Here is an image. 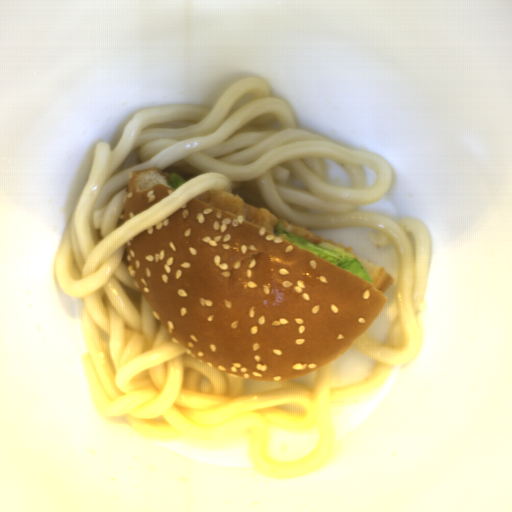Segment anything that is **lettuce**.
Instances as JSON below:
<instances>
[{
	"mask_svg": "<svg viewBox=\"0 0 512 512\" xmlns=\"http://www.w3.org/2000/svg\"><path fill=\"white\" fill-rule=\"evenodd\" d=\"M273 233L276 236L284 238L293 244L311 252L312 254L328 261L329 263L370 283H373V279L367 274L355 253H352L350 250L333 242L314 244L305 238L285 230L283 226V220L280 219L277 222Z\"/></svg>",
	"mask_w": 512,
	"mask_h": 512,
	"instance_id": "1",
	"label": "lettuce"
},
{
	"mask_svg": "<svg viewBox=\"0 0 512 512\" xmlns=\"http://www.w3.org/2000/svg\"><path fill=\"white\" fill-rule=\"evenodd\" d=\"M187 180L186 178L180 176L179 174L177 173H171L169 179H168V185H169V188H172V189H177L178 187H180L181 185H183L184 183H186Z\"/></svg>",
	"mask_w": 512,
	"mask_h": 512,
	"instance_id": "2",
	"label": "lettuce"
}]
</instances>
